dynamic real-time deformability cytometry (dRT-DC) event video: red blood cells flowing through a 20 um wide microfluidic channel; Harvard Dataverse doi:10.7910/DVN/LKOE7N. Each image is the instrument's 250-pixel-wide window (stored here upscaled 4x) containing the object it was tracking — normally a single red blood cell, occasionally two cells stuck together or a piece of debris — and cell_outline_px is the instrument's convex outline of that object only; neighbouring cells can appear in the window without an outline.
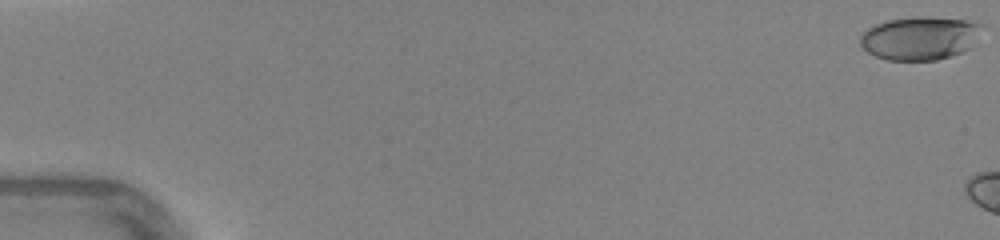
{"species": "human", "species_latin": "Homo sapiens", "temperature_condition": "warm", "stored_images_in_passage": 6, "camera_frame_rate_fps": 3000, "um_per_image_px": 0.085, "donor": {"sex": "female"}, "frame": {"image": 1, "passage_image": 1, "time_ms": 0.0, "image_size_px": [1000, 240], "cell_outline_px": [[980, 24], [972, 48], [936, 60], [888, 60], [876, 56], [868, 52], [860, 44], [860, 36], [868, 28], [884, 20], [912, 16], [924, 16], [968, 20]], "centroid_in_image_um": [78.14, 3.23], "position_along_channel_um": 6.9, "area_um2": 30.58}}